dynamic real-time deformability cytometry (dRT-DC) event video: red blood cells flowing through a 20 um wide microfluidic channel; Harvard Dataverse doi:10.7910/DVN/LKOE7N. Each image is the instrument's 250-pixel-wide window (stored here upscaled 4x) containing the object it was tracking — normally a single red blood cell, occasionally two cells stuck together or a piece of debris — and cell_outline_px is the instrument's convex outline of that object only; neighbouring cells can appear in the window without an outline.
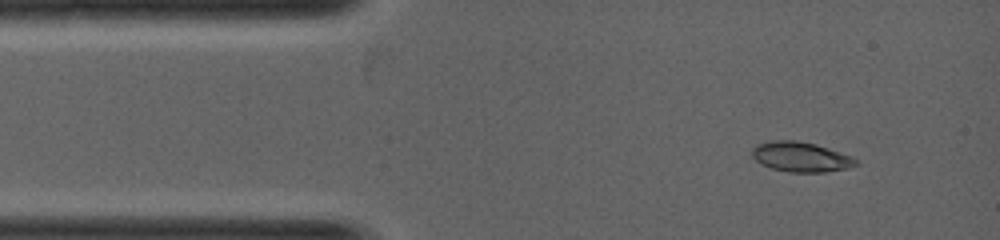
{"species": "common noctule bat (a hibernating species)", "species_latin": "Nyctalus noctula", "temperature_condition": "warm", "stored_images_in_passage": 8, "camera_frame_rate_fps": 5000, "um_per_image_px": 0.085, "animal": {"sex": "female", "body_mass_g": 19.0, "forearm_length_mm": 53.3}, "frame": {"image": 1, "passage_image": 1, "time_ms": 0.0, "image_size_px": [1000, 240], "cell_outline_px": [[860, 164], [848, 168], [828, 172], [788, 172], [772, 168], [760, 164], [752, 156], [752, 148], [756, 144], [772, 140], [796, 140], [816, 144], [828, 148], [848, 156], [856, 160]], "centroid_in_image_um": [68.03, 13.34], "position_along_channel_um": 17.0, "area_um2": 18.09}}
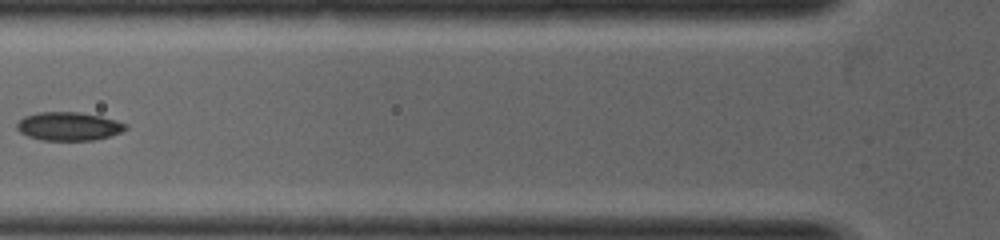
{"frame": {"image": 2, "passage_image": 5, "time_ms": 1.8, "image_size_px": [1000, 240], "cell_outline_px": [[128, 128], [120, 132], [108, 136], [92, 140], [40, 140], [28, 136], [20, 132], [16, 128], [16, 124], [24, 116], [36, 112], [80, 112], [100, 116], [116, 120], [128, 124]], "centroid_in_image_um": [5.82, 10.73], "position_along_channel_um": 120.0, "area_um2": 18.03}}
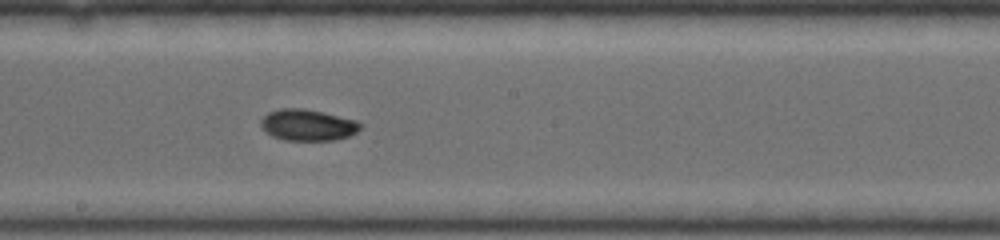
{"frame": {"image": 3, "passage_image": 8, "time_ms": 3.0, "image_size_px": [1000, 240], "cell_outline_px": [[364, 124], [356, 132], [348, 136], [332, 140], [284, 140], [272, 136], [264, 132], [260, 128], [260, 120], [268, 112], [280, 108], [304, 108], [324, 112], [356, 120]], "centroid_in_image_um": [26.12, 10.61], "position_along_channel_um": 222.1, "area_um2": 18.38}}